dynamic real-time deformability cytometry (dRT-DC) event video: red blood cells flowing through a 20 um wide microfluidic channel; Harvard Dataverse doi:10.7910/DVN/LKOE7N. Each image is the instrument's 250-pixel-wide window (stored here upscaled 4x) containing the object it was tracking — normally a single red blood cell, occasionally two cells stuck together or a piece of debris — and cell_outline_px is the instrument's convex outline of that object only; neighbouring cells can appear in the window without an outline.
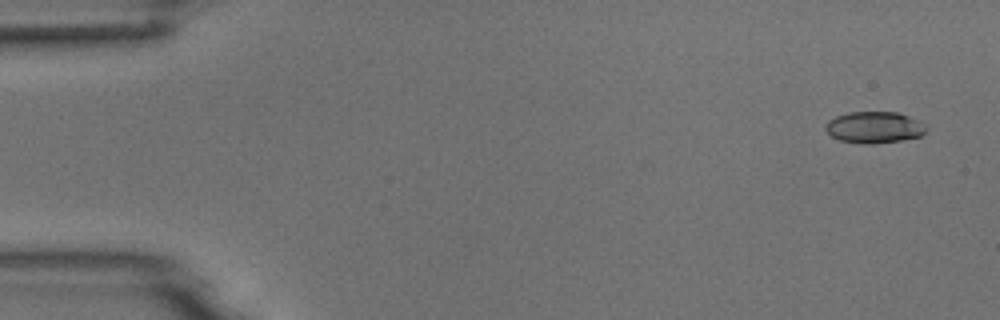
{"species": "common noctule bat (a hibernating species)", "species_latin": "Nyctalus noctula", "temperature_condition": "room temperature", "stored_images_in_passage": 8, "camera_frame_rate_fps": 3000, "um_per_image_px": 0.085, "animal": {"sex": "male", "body_mass_g": 18.8}, "frame": {"image": 1, "passage_image": 1, "time_ms": 0.0, "image_size_px": [1000, 320], "cell_outline_px": [[928, 128], [920, 136], [900, 140], [872, 144], [860, 144], [840, 140], [832, 136], [824, 128], [828, 120], [836, 116], [848, 112], [896, 112], [908, 116], [924, 124]], "centroid_in_image_um": [74.28, 10.82], "position_along_channel_um": 10.7, "area_um2": 18.38}}
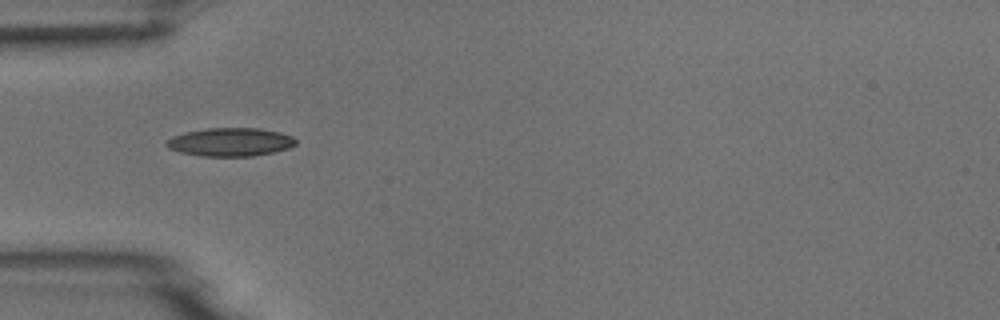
{"frame": {"image": 2, "passage_image": 5, "time_ms": 4.667, "image_size_px": [1000, 320], "cell_outline_px": [[296, 144], [288, 148], [272, 152], [252, 156], [200, 156], [180, 152], [168, 148], [164, 144], [172, 136], [184, 132], [208, 128], [260, 128], [280, 132], [292, 136], [296, 140]], "centroid_in_image_um": [19.56, 12.07], "position_along_channel_um": 65.4, "area_um2": 21.39}}